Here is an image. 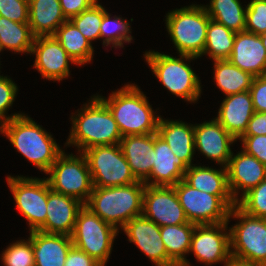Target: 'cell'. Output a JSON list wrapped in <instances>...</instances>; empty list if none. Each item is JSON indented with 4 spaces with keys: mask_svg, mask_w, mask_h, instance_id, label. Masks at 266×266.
Listing matches in <instances>:
<instances>
[{
    "mask_svg": "<svg viewBox=\"0 0 266 266\" xmlns=\"http://www.w3.org/2000/svg\"><path fill=\"white\" fill-rule=\"evenodd\" d=\"M89 101L72 113V127L64 145H74L83 152L95 146L120 144L122 135L107 105L95 95Z\"/></svg>",
    "mask_w": 266,
    "mask_h": 266,
    "instance_id": "cell-1",
    "label": "cell"
},
{
    "mask_svg": "<svg viewBox=\"0 0 266 266\" xmlns=\"http://www.w3.org/2000/svg\"><path fill=\"white\" fill-rule=\"evenodd\" d=\"M97 96L109 108L122 137L157 133L161 116L156 115L147 96L137 85L125 84L121 89L112 91L108 99Z\"/></svg>",
    "mask_w": 266,
    "mask_h": 266,
    "instance_id": "cell-2",
    "label": "cell"
},
{
    "mask_svg": "<svg viewBox=\"0 0 266 266\" xmlns=\"http://www.w3.org/2000/svg\"><path fill=\"white\" fill-rule=\"evenodd\" d=\"M0 133L8 138L17 152L45 174L63 152L51 133L25 114L1 124Z\"/></svg>",
    "mask_w": 266,
    "mask_h": 266,
    "instance_id": "cell-3",
    "label": "cell"
},
{
    "mask_svg": "<svg viewBox=\"0 0 266 266\" xmlns=\"http://www.w3.org/2000/svg\"><path fill=\"white\" fill-rule=\"evenodd\" d=\"M145 186L138 181L115 187H93L85 205L119 231L131 219L142 215Z\"/></svg>",
    "mask_w": 266,
    "mask_h": 266,
    "instance_id": "cell-4",
    "label": "cell"
},
{
    "mask_svg": "<svg viewBox=\"0 0 266 266\" xmlns=\"http://www.w3.org/2000/svg\"><path fill=\"white\" fill-rule=\"evenodd\" d=\"M143 56L155 77L171 94L189 103L198 101L202 93L201 82L191 66L185 62H191L198 57L180 54L176 58L152 50L145 51Z\"/></svg>",
    "mask_w": 266,
    "mask_h": 266,
    "instance_id": "cell-5",
    "label": "cell"
},
{
    "mask_svg": "<svg viewBox=\"0 0 266 266\" xmlns=\"http://www.w3.org/2000/svg\"><path fill=\"white\" fill-rule=\"evenodd\" d=\"M165 17L166 28L177 53L200 58L210 20L205 7L191 4L172 10Z\"/></svg>",
    "mask_w": 266,
    "mask_h": 266,
    "instance_id": "cell-6",
    "label": "cell"
},
{
    "mask_svg": "<svg viewBox=\"0 0 266 266\" xmlns=\"http://www.w3.org/2000/svg\"><path fill=\"white\" fill-rule=\"evenodd\" d=\"M67 154L65 150L58 156L46 173V180L54 192L74 197L86 204L93 190V182L88 162L82 152Z\"/></svg>",
    "mask_w": 266,
    "mask_h": 266,
    "instance_id": "cell-7",
    "label": "cell"
},
{
    "mask_svg": "<svg viewBox=\"0 0 266 266\" xmlns=\"http://www.w3.org/2000/svg\"><path fill=\"white\" fill-rule=\"evenodd\" d=\"M118 233L114 226L103 221L84 204L78 213L71 239L74 246L106 266Z\"/></svg>",
    "mask_w": 266,
    "mask_h": 266,
    "instance_id": "cell-8",
    "label": "cell"
},
{
    "mask_svg": "<svg viewBox=\"0 0 266 266\" xmlns=\"http://www.w3.org/2000/svg\"><path fill=\"white\" fill-rule=\"evenodd\" d=\"M238 223L229 227L231 256L266 265V219L250 216L237 206L231 208L228 220Z\"/></svg>",
    "mask_w": 266,
    "mask_h": 266,
    "instance_id": "cell-9",
    "label": "cell"
},
{
    "mask_svg": "<svg viewBox=\"0 0 266 266\" xmlns=\"http://www.w3.org/2000/svg\"><path fill=\"white\" fill-rule=\"evenodd\" d=\"M82 153L88 162L93 187H115L138 182L120 144L95 146Z\"/></svg>",
    "mask_w": 266,
    "mask_h": 266,
    "instance_id": "cell-10",
    "label": "cell"
},
{
    "mask_svg": "<svg viewBox=\"0 0 266 266\" xmlns=\"http://www.w3.org/2000/svg\"><path fill=\"white\" fill-rule=\"evenodd\" d=\"M17 210L28 221L31 231H38L46 222L48 182L46 178L7 176Z\"/></svg>",
    "mask_w": 266,
    "mask_h": 266,
    "instance_id": "cell-11",
    "label": "cell"
},
{
    "mask_svg": "<svg viewBox=\"0 0 266 266\" xmlns=\"http://www.w3.org/2000/svg\"><path fill=\"white\" fill-rule=\"evenodd\" d=\"M173 187L189 222L196 225L227 222L231 208L219 196L197 190L184 180Z\"/></svg>",
    "mask_w": 266,
    "mask_h": 266,
    "instance_id": "cell-12",
    "label": "cell"
},
{
    "mask_svg": "<svg viewBox=\"0 0 266 266\" xmlns=\"http://www.w3.org/2000/svg\"><path fill=\"white\" fill-rule=\"evenodd\" d=\"M229 222L195 225L189 253L193 252L197 261L205 265L223 263L226 266L232 257Z\"/></svg>",
    "mask_w": 266,
    "mask_h": 266,
    "instance_id": "cell-13",
    "label": "cell"
},
{
    "mask_svg": "<svg viewBox=\"0 0 266 266\" xmlns=\"http://www.w3.org/2000/svg\"><path fill=\"white\" fill-rule=\"evenodd\" d=\"M142 215L159 227L189 222L173 186L146 185Z\"/></svg>",
    "mask_w": 266,
    "mask_h": 266,
    "instance_id": "cell-14",
    "label": "cell"
},
{
    "mask_svg": "<svg viewBox=\"0 0 266 266\" xmlns=\"http://www.w3.org/2000/svg\"><path fill=\"white\" fill-rule=\"evenodd\" d=\"M30 54L35 55L34 67L49 81H61L70 76L69 62L76 64L54 36L34 37Z\"/></svg>",
    "mask_w": 266,
    "mask_h": 266,
    "instance_id": "cell-15",
    "label": "cell"
},
{
    "mask_svg": "<svg viewBox=\"0 0 266 266\" xmlns=\"http://www.w3.org/2000/svg\"><path fill=\"white\" fill-rule=\"evenodd\" d=\"M121 230L155 266H178L167 254L160 227L143 215L131 219Z\"/></svg>",
    "mask_w": 266,
    "mask_h": 266,
    "instance_id": "cell-16",
    "label": "cell"
},
{
    "mask_svg": "<svg viewBox=\"0 0 266 266\" xmlns=\"http://www.w3.org/2000/svg\"><path fill=\"white\" fill-rule=\"evenodd\" d=\"M236 141L215 118L201 124H194L195 150L220 166L228 165L233 153L230 146Z\"/></svg>",
    "mask_w": 266,
    "mask_h": 266,
    "instance_id": "cell-17",
    "label": "cell"
},
{
    "mask_svg": "<svg viewBox=\"0 0 266 266\" xmlns=\"http://www.w3.org/2000/svg\"><path fill=\"white\" fill-rule=\"evenodd\" d=\"M226 169L228 187L235 202L266 179V165L243 150L232 153Z\"/></svg>",
    "mask_w": 266,
    "mask_h": 266,
    "instance_id": "cell-18",
    "label": "cell"
},
{
    "mask_svg": "<svg viewBox=\"0 0 266 266\" xmlns=\"http://www.w3.org/2000/svg\"><path fill=\"white\" fill-rule=\"evenodd\" d=\"M83 205L74 197L54 192L48 184L46 222L38 231L71 236Z\"/></svg>",
    "mask_w": 266,
    "mask_h": 266,
    "instance_id": "cell-19",
    "label": "cell"
},
{
    "mask_svg": "<svg viewBox=\"0 0 266 266\" xmlns=\"http://www.w3.org/2000/svg\"><path fill=\"white\" fill-rule=\"evenodd\" d=\"M153 162L151 174L144 181L150 186H174L184 179V172L188 169L157 133H154Z\"/></svg>",
    "mask_w": 266,
    "mask_h": 266,
    "instance_id": "cell-20",
    "label": "cell"
},
{
    "mask_svg": "<svg viewBox=\"0 0 266 266\" xmlns=\"http://www.w3.org/2000/svg\"><path fill=\"white\" fill-rule=\"evenodd\" d=\"M227 60L254 77L266 75V49L260 35L255 33L237 32Z\"/></svg>",
    "mask_w": 266,
    "mask_h": 266,
    "instance_id": "cell-21",
    "label": "cell"
},
{
    "mask_svg": "<svg viewBox=\"0 0 266 266\" xmlns=\"http://www.w3.org/2000/svg\"><path fill=\"white\" fill-rule=\"evenodd\" d=\"M255 113L250 91L227 95L218 109L215 119L236 140H239L248 127V122Z\"/></svg>",
    "mask_w": 266,
    "mask_h": 266,
    "instance_id": "cell-22",
    "label": "cell"
},
{
    "mask_svg": "<svg viewBox=\"0 0 266 266\" xmlns=\"http://www.w3.org/2000/svg\"><path fill=\"white\" fill-rule=\"evenodd\" d=\"M214 169L206 166H189L184 172V181L191 187L219 196L230 208L236 206L229 187L227 169L220 166Z\"/></svg>",
    "mask_w": 266,
    "mask_h": 266,
    "instance_id": "cell-23",
    "label": "cell"
},
{
    "mask_svg": "<svg viewBox=\"0 0 266 266\" xmlns=\"http://www.w3.org/2000/svg\"><path fill=\"white\" fill-rule=\"evenodd\" d=\"M35 266H64L73 245L71 236L31 231Z\"/></svg>",
    "mask_w": 266,
    "mask_h": 266,
    "instance_id": "cell-24",
    "label": "cell"
},
{
    "mask_svg": "<svg viewBox=\"0 0 266 266\" xmlns=\"http://www.w3.org/2000/svg\"><path fill=\"white\" fill-rule=\"evenodd\" d=\"M120 147L136 179L144 182L150 176L154 163V133L123 136Z\"/></svg>",
    "mask_w": 266,
    "mask_h": 266,
    "instance_id": "cell-25",
    "label": "cell"
},
{
    "mask_svg": "<svg viewBox=\"0 0 266 266\" xmlns=\"http://www.w3.org/2000/svg\"><path fill=\"white\" fill-rule=\"evenodd\" d=\"M157 134L163 138L175 156L189 167L195 154L194 125L182 120H167L160 117Z\"/></svg>",
    "mask_w": 266,
    "mask_h": 266,
    "instance_id": "cell-26",
    "label": "cell"
},
{
    "mask_svg": "<svg viewBox=\"0 0 266 266\" xmlns=\"http://www.w3.org/2000/svg\"><path fill=\"white\" fill-rule=\"evenodd\" d=\"M29 20L34 37L53 36L56 30L67 21L60 0H28Z\"/></svg>",
    "mask_w": 266,
    "mask_h": 266,
    "instance_id": "cell-27",
    "label": "cell"
},
{
    "mask_svg": "<svg viewBox=\"0 0 266 266\" xmlns=\"http://www.w3.org/2000/svg\"><path fill=\"white\" fill-rule=\"evenodd\" d=\"M194 223L161 226L160 233L168 256L178 266H191L186 254H189Z\"/></svg>",
    "mask_w": 266,
    "mask_h": 266,
    "instance_id": "cell-28",
    "label": "cell"
},
{
    "mask_svg": "<svg viewBox=\"0 0 266 266\" xmlns=\"http://www.w3.org/2000/svg\"><path fill=\"white\" fill-rule=\"evenodd\" d=\"M76 65L90 63L94 56L92 43L70 21L64 22L53 35Z\"/></svg>",
    "mask_w": 266,
    "mask_h": 266,
    "instance_id": "cell-29",
    "label": "cell"
},
{
    "mask_svg": "<svg viewBox=\"0 0 266 266\" xmlns=\"http://www.w3.org/2000/svg\"><path fill=\"white\" fill-rule=\"evenodd\" d=\"M214 79L225 96L249 91L254 79L250 73L231 64L228 60H214Z\"/></svg>",
    "mask_w": 266,
    "mask_h": 266,
    "instance_id": "cell-30",
    "label": "cell"
},
{
    "mask_svg": "<svg viewBox=\"0 0 266 266\" xmlns=\"http://www.w3.org/2000/svg\"><path fill=\"white\" fill-rule=\"evenodd\" d=\"M34 36L29 23H18L0 16V44L2 51L10 50L15 53H29Z\"/></svg>",
    "mask_w": 266,
    "mask_h": 266,
    "instance_id": "cell-31",
    "label": "cell"
},
{
    "mask_svg": "<svg viewBox=\"0 0 266 266\" xmlns=\"http://www.w3.org/2000/svg\"><path fill=\"white\" fill-rule=\"evenodd\" d=\"M203 5L210 19L223 24L234 32L245 31L246 7L239 0H210Z\"/></svg>",
    "mask_w": 266,
    "mask_h": 266,
    "instance_id": "cell-32",
    "label": "cell"
},
{
    "mask_svg": "<svg viewBox=\"0 0 266 266\" xmlns=\"http://www.w3.org/2000/svg\"><path fill=\"white\" fill-rule=\"evenodd\" d=\"M235 35L236 32L210 19L206 34V44L201 56L208 54L213 61L227 60L233 49Z\"/></svg>",
    "mask_w": 266,
    "mask_h": 266,
    "instance_id": "cell-33",
    "label": "cell"
},
{
    "mask_svg": "<svg viewBox=\"0 0 266 266\" xmlns=\"http://www.w3.org/2000/svg\"><path fill=\"white\" fill-rule=\"evenodd\" d=\"M130 23L122 17L114 15L113 19L110 13L106 12L100 26V38L103 40V46H111V48H122L124 43H131L133 37L130 35Z\"/></svg>",
    "mask_w": 266,
    "mask_h": 266,
    "instance_id": "cell-34",
    "label": "cell"
},
{
    "mask_svg": "<svg viewBox=\"0 0 266 266\" xmlns=\"http://www.w3.org/2000/svg\"><path fill=\"white\" fill-rule=\"evenodd\" d=\"M106 12L105 8L97 1L88 10L72 17L70 21L92 43L93 40L100 39V26Z\"/></svg>",
    "mask_w": 266,
    "mask_h": 266,
    "instance_id": "cell-35",
    "label": "cell"
},
{
    "mask_svg": "<svg viewBox=\"0 0 266 266\" xmlns=\"http://www.w3.org/2000/svg\"><path fill=\"white\" fill-rule=\"evenodd\" d=\"M0 259L4 266H35L32 241L28 238L10 243Z\"/></svg>",
    "mask_w": 266,
    "mask_h": 266,
    "instance_id": "cell-36",
    "label": "cell"
},
{
    "mask_svg": "<svg viewBox=\"0 0 266 266\" xmlns=\"http://www.w3.org/2000/svg\"><path fill=\"white\" fill-rule=\"evenodd\" d=\"M236 206L250 216L266 219V179L244 194Z\"/></svg>",
    "mask_w": 266,
    "mask_h": 266,
    "instance_id": "cell-37",
    "label": "cell"
},
{
    "mask_svg": "<svg viewBox=\"0 0 266 266\" xmlns=\"http://www.w3.org/2000/svg\"><path fill=\"white\" fill-rule=\"evenodd\" d=\"M246 8L245 31L263 34L266 29V0H251Z\"/></svg>",
    "mask_w": 266,
    "mask_h": 266,
    "instance_id": "cell-38",
    "label": "cell"
},
{
    "mask_svg": "<svg viewBox=\"0 0 266 266\" xmlns=\"http://www.w3.org/2000/svg\"><path fill=\"white\" fill-rule=\"evenodd\" d=\"M17 91L18 87L11 78L0 75V125L24 114L20 112L11 116L7 115L9 108L12 107L16 99Z\"/></svg>",
    "mask_w": 266,
    "mask_h": 266,
    "instance_id": "cell-39",
    "label": "cell"
},
{
    "mask_svg": "<svg viewBox=\"0 0 266 266\" xmlns=\"http://www.w3.org/2000/svg\"><path fill=\"white\" fill-rule=\"evenodd\" d=\"M0 16L18 23H28V0H0Z\"/></svg>",
    "mask_w": 266,
    "mask_h": 266,
    "instance_id": "cell-40",
    "label": "cell"
},
{
    "mask_svg": "<svg viewBox=\"0 0 266 266\" xmlns=\"http://www.w3.org/2000/svg\"><path fill=\"white\" fill-rule=\"evenodd\" d=\"M239 140L242 142L243 151L266 165V135L242 136Z\"/></svg>",
    "mask_w": 266,
    "mask_h": 266,
    "instance_id": "cell-41",
    "label": "cell"
},
{
    "mask_svg": "<svg viewBox=\"0 0 266 266\" xmlns=\"http://www.w3.org/2000/svg\"><path fill=\"white\" fill-rule=\"evenodd\" d=\"M250 94L256 112H266V75L254 77Z\"/></svg>",
    "mask_w": 266,
    "mask_h": 266,
    "instance_id": "cell-42",
    "label": "cell"
},
{
    "mask_svg": "<svg viewBox=\"0 0 266 266\" xmlns=\"http://www.w3.org/2000/svg\"><path fill=\"white\" fill-rule=\"evenodd\" d=\"M98 0H60L62 12L67 20L88 10Z\"/></svg>",
    "mask_w": 266,
    "mask_h": 266,
    "instance_id": "cell-43",
    "label": "cell"
},
{
    "mask_svg": "<svg viewBox=\"0 0 266 266\" xmlns=\"http://www.w3.org/2000/svg\"><path fill=\"white\" fill-rule=\"evenodd\" d=\"M64 266H102L87 253L72 245L67 255Z\"/></svg>",
    "mask_w": 266,
    "mask_h": 266,
    "instance_id": "cell-44",
    "label": "cell"
},
{
    "mask_svg": "<svg viewBox=\"0 0 266 266\" xmlns=\"http://www.w3.org/2000/svg\"><path fill=\"white\" fill-rule=\"evenodd\" d=\"M266 135V112H256L248 122L243 136Z\"/></svg>",
    "mask_w": 266,
    "mask_h": 266,
    "instance_id": "cell-45",
    "label": "cell"
},
{
    "mask_svg": "<svg viewBox=\"0 0 266 266\" xmlns=\"http://www.w3.org/2000/svg\"><path fill=\"white\" fill-rule=\"evenodd\" d=\"M226 266H266V265L247 260H242L236 257H231V260Z\"/></svg>",
    "mask_w": 266,
    "mask_h": 266,
    "instance_id": "cell-46",
    "label": "cell"
},
{
    "mask_svg": "<svg viewBox=\"0 0 266 266\" xmlns=\"http://www.w3.org/2000/svg\"><path fill=\"white\" fill-rule=\"evenodd\" d=\"M261 39H262V42H263V45L266 49V35H260Z\"/></svg>",
    "mask_w": 266,
    "mask_h": 266,
    "instance_id": "cell-47",
    "label": "cell"
}]
</instances>
